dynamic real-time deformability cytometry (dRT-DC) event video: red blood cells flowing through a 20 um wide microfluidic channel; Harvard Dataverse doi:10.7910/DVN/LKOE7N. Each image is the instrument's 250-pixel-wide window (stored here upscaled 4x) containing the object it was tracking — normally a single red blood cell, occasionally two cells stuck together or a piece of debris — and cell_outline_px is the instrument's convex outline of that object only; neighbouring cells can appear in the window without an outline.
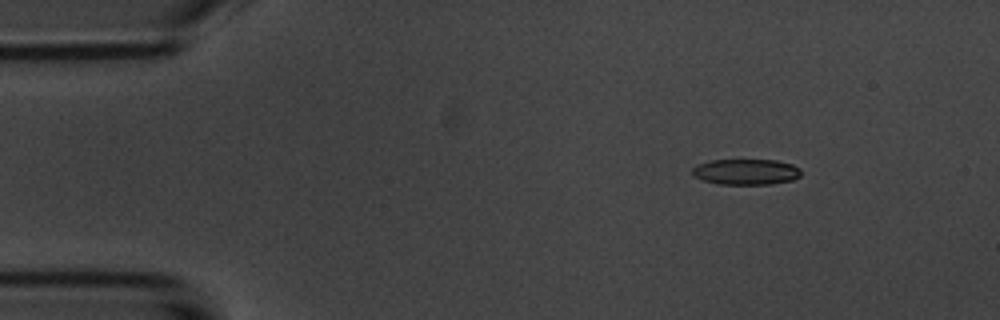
{"species": "common noctule bat (a hibernating species)", "species_latin": "Nyctalus noctula", "temperature_condition": "room temperature", "stored_images_in_passage": 52, "camera_frame_rate_fps": 3000, "um_per_image_px": 0.085, "animal": {"sex": "male", "body_mass_g": 20.1, "forearm_length_mm": 53.5}, "frame": {"image": 1, "passage_image": 5, "time_ms": 1.333, "image_size_px": [1000, 320], "cell_outline_px": [[800, 176], [792, 180], [772, 184], [716, 184], [692, 176], [692, 168], [696, 164], [712, 160], [776, 160], [792, 164], [800, 168]], "centroid_in_image_um": [63.39, 14.6], "position_along_channel_um": 21.6, "area_um2": 16.42}}
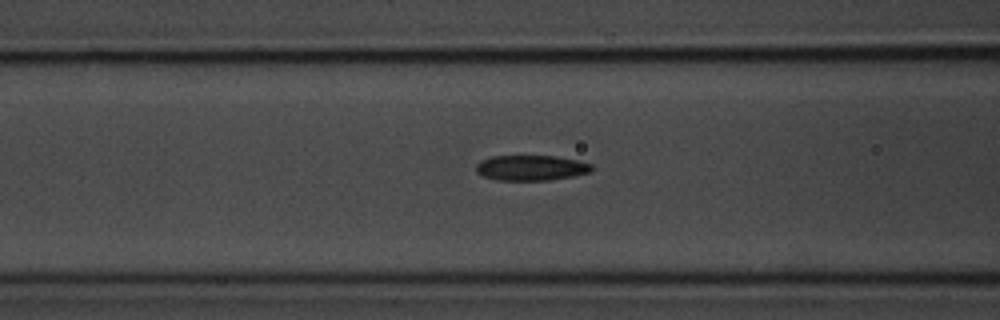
{"frame": {"image": 2, "passage_image": 19, "time_ms": 6.0, "image_size_px": [1000, 320], "cell_outline_px": [[592, 168], [588, 172], [572, 176], [552, 180], [496, 180], [484, 176], [476, 172], [476, 164], [492, 156], [556, 156], [576, 160], [592, 164]], "centroid_in_image_um": [45.13, 14.27], "position_along_channel_um": 121.5, "area_um2": 16.88}}
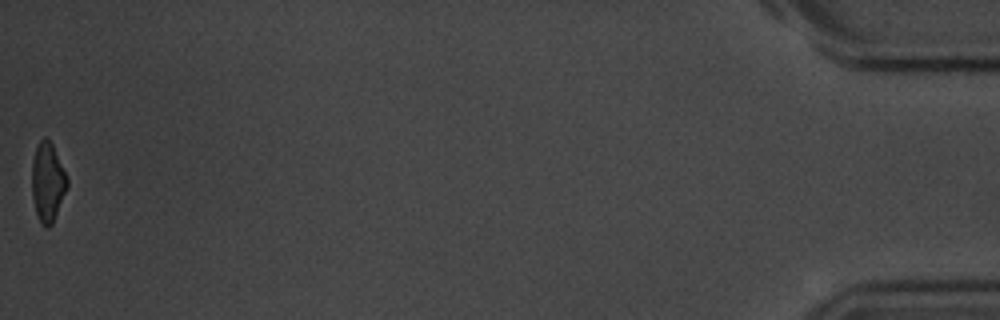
{"frame": {"image": 3, "passage_image": 52, "time_ms": 17.0, "image_size_px": [1000, 320], "cell_outline_px": [[68, 188], [52, 224], [48, 228], [44, 228], [40, 224], [36, 212], [32, 196], [32, 160], [36, 148], [40, 140], [44, 136], [52, 144], [68, 180]], "centroid_in_image_um": [4.04, 15.53], "position_along_channel_um": 431.2, "area_um2": 16.24}, "authors_computed_cell_mechanics": {"area_um2": 17.3111, "velocity_mm_per_s": 3.7195, "shape_relaxation_time_tau1_ms": 4.7519, "shape_relaxation_time_tau2_ms": 4.1424, "deformation_change_tau1": 0.1519, "deformation_change_tau2": 0.1016}}